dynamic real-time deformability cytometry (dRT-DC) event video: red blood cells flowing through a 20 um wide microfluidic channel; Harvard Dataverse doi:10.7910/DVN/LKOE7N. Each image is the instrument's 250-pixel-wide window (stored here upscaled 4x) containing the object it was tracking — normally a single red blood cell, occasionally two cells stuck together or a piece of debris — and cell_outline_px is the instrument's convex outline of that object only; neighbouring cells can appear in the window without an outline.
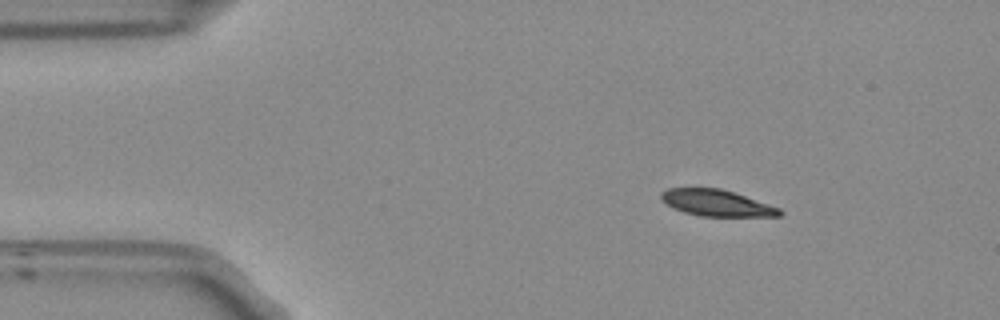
{"species": "Egyptian fruit bat (a non-hibernating species)", "species_latin": "Rousettus aegyptiacus", "temperature_condition": "room temperature", "stored_images_in_passage": 48, "segment_of_instrument_passage": [1, 2], "camera_frame_rate_fps": 3000, "um_per_image_px": 0.085, "frame": {"image": 1, "passage_image": 1, "time_ms": 0.0, "image_size_px": [1000, 320], "cell_outline_px": [[784, 212], [780, 216], [700, 216], [684, 212], [660, 200], [660, 192], [668, 188], [720, 188], [780, 208]], "centroid_in_image_um": [60.89, 17.25], "position_along_channel_um": 24.1, "area_um2": 17.98}}
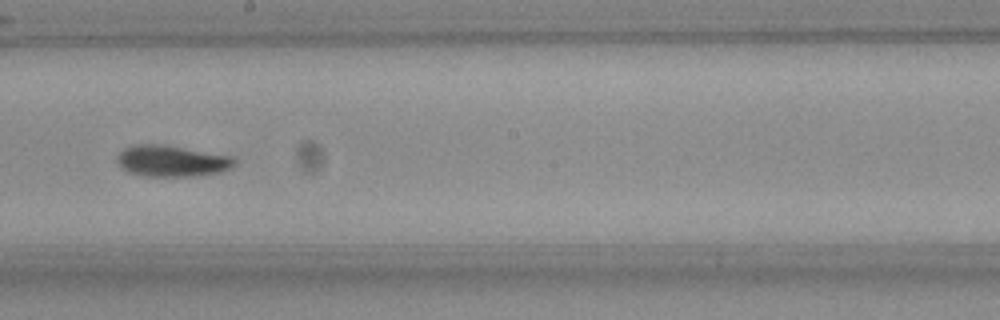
{"frame": {"image": 2, "passage_image": 23, "time_ms": 7.333, "image_size_px": [1000, 320], "cell_outline_px": [[236, 160], [228, 168], [220, 172], [192, 176], [144, 176], [128, 172], [120, 168], [116, 160], [116, 156], [124, 148], [136, 144], [164, 144], [232, 156]], "centroid_in_image_um": [14.53, 13.67], "position_along_channel_um": 233.7, "area_um2": 21.39}}
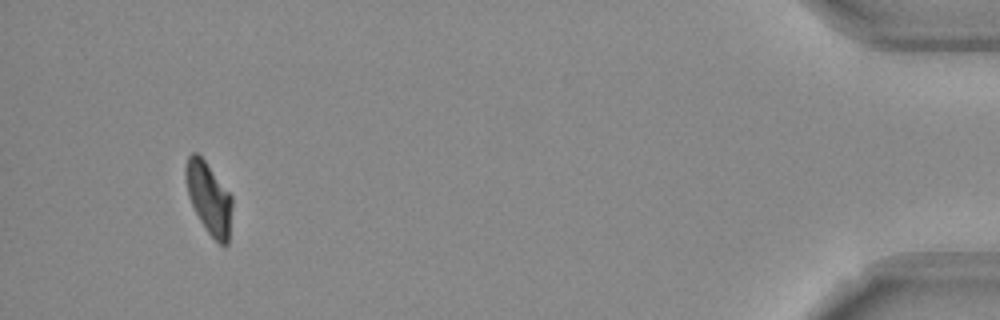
{"frame": {"image": 3, "passage_image": 44, "time_ms": 14.333, "image_size_px": [1000, 320], "cell_outline_px": [[232, 204], [228, 244], [220, 244], [208, 232], [200, 220], [188, 196], [184, 176], [184, 168], [188, 156], [192, 152], [196, 152], [204, 160], [232, 196]], "centroid_in_image_um": [17.73, 16.81], "position_along_channel_um": 417.5, "area_um2": 19.13}}